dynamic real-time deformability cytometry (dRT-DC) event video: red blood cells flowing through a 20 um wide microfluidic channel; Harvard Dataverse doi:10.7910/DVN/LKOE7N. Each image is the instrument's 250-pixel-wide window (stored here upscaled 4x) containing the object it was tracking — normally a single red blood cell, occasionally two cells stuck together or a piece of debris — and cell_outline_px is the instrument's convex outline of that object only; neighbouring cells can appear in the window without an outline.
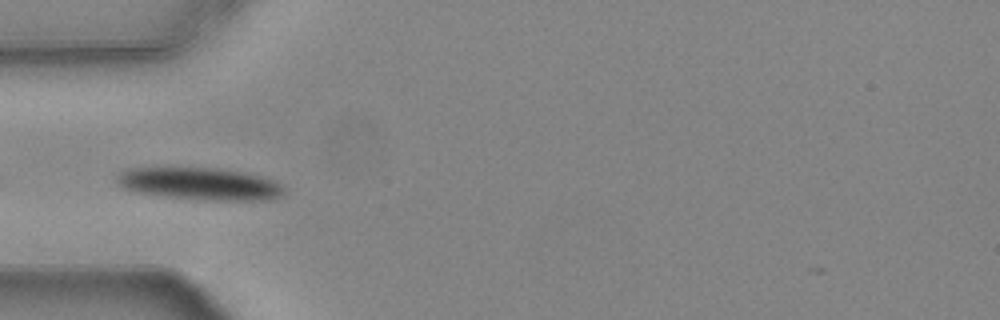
{"species": "common noctule bat (a hibernating species)", "species_latin": "Nyctalus noctula", "temperature_condition": "warm", "stored_images_in_passage": 8, "camera_frame_rate_fps": 3000, "um_per_image_px": 0.085, "animal": {"sex": "female", "body_mass_g": 24.6, "forearm_length_mm": 56.2}, "frame": {"image": 1, "passage_image": 3, "time_ms": 0.667, "image_size_px": [1000, 320], "cell_outline_px": [[284, 192], [280, 196], [268, 200], [208, 200], [168, 196], [136, 192], [120, 188], [116, 184], [116, 176], [120, 172], [128, 168], [216, 168], [240, 172], [260, 176], [276, 180], [284, 188]], "centroid_in_image_um": [16.96, 15.62], "position_along_channel_um": 68.0, "area_um2": 31.39}}
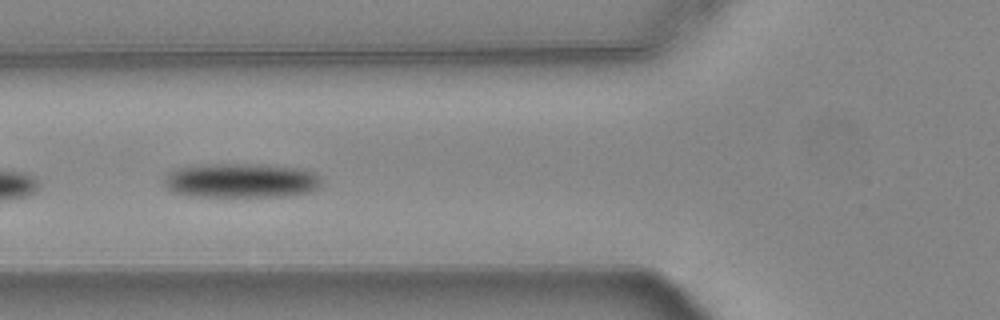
{"frame": {"image": 2, "passage_image": 6, "time_ms": 1.667, "image_size_px": [1000, 320], "cell_outline_px": [[320, 188], [308, 192], [288, 196], [188, 196], [172, 192], [164, 184], [164, 176], [168, 172], [176, 168], [192, 164], [260, 164], [304, 168], [316, 172], [320, 176]], "centroid_in_image_um": [20.48, 15.33], "position_along_channel_um": 105.3, "area_um2": 32.25}}